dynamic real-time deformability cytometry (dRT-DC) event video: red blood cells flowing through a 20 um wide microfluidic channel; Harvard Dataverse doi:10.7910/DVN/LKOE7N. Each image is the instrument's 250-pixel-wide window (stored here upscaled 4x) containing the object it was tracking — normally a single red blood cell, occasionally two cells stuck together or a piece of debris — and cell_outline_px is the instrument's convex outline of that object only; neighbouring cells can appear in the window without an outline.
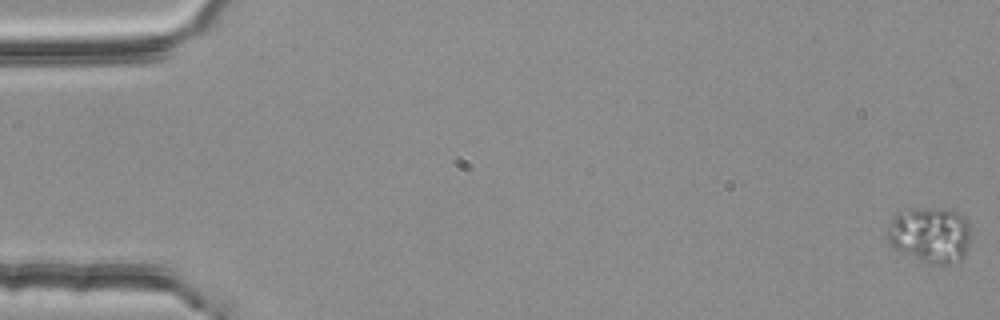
{"species": "common noctule bat (a hibernating species)", "species_latin": "Nyctalus noctula", "temperature_condition": "room temperature", "stored_images_in_passage": 56, "camera_frame_rate_fps": 3000, "um_per_image_px": 0.085, "animal": {"sex": "female", "body_mass_g": 25.1}, "frame": {"image": 1, "passage_image": 1, "time_ms": 0.0, "image_size_px": [1000, 320], "cell_outline_px": [[972, 232], [968, 248], [964, 256], [948, 264], [928, 264], [896, 248], [888, 240], [888, 224], [896, 212], [912, 208], [944, 208], [956, 212], [964, 216], [968, 220]], "centroid_in_image_um": [79.1, 19.92], "position_along_channel_um": 5.9, "area_um2": 27.34}}
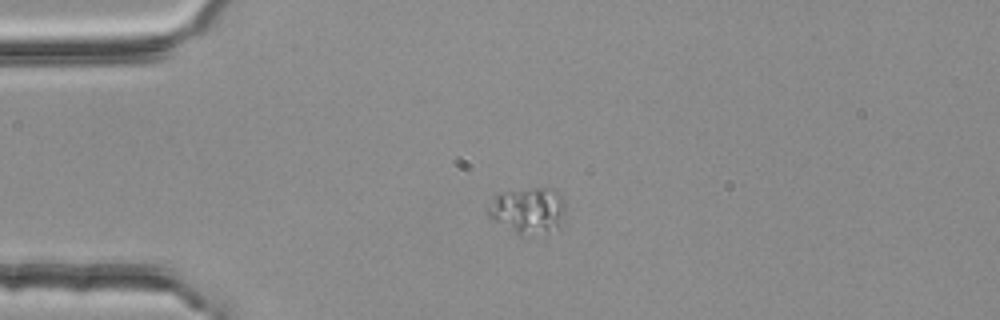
{"frame": {"image": 2, "passage_image": 15, "time_ms": 4.667, "image_size_px": [1000, 320], "cell_outline_px": [[564, 212], [556, 224], [548, 232], [532, 236], [520, 236], [492, 220], [488, 216], [484, 208], [496, 192], [532, 188], [552, 188], [564, 200]], "centroid_in_image_um": [44.75, 17.88], "position_along_channel_um": 40.3, "area_um2": 21.1}}
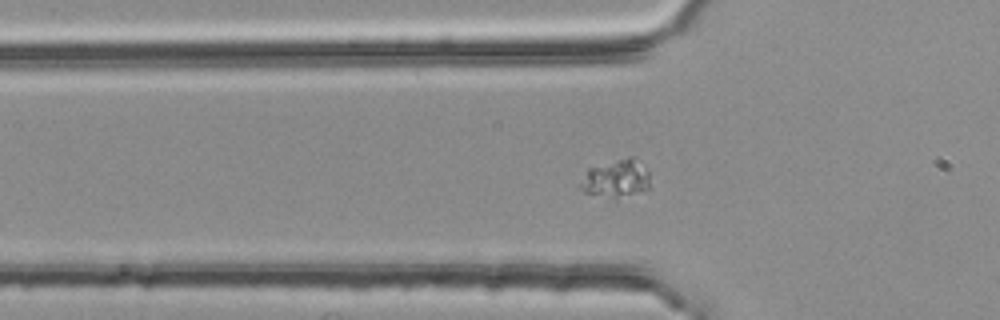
{"frame": {"image": 3, "passage_image": 20, "time_ms": 6.333, "image_size_px": [1000, 320], "cell_outline_px": [[648, 188], [644, 192], [616, 200], [584, 192], [580, 188], [580, 184], [588, 168], [628, 156], [632, 156], [648, 172]], "centroid_in_image_um": [52.37, 15.22], "position_along_channel_um": 73.4, "area_um2": 15.49}}